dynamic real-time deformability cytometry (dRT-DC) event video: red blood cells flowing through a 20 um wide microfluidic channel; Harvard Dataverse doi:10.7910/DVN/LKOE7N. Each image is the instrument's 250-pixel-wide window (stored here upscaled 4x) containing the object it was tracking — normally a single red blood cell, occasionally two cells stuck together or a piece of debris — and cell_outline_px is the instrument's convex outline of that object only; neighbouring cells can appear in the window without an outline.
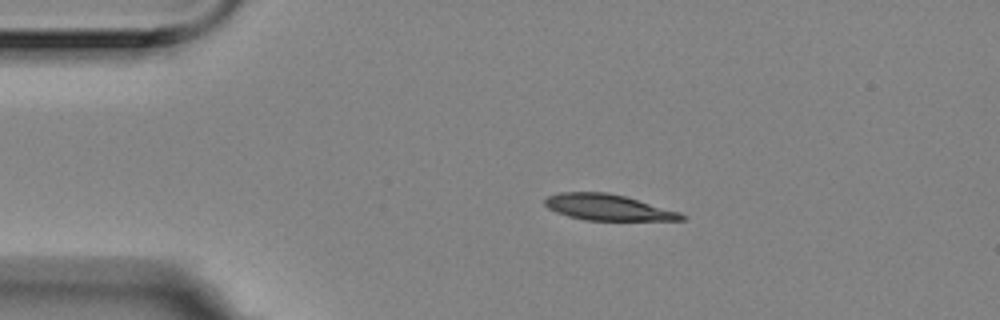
{"species": "Egyptian fruit bat (a non-hibernating species)", "species_latin": "Rousettus aegyptiacus", "temperature_condition": "room temperature", "stored_images_in_passage": 46, "camera_frame_rate_fps": 3000, "um_per_image_px": 0.085, "animal": {"sex": "female"}, "frame": {"image": 1, "passage_image": 1, "time_ms": 0.0, "image_size_px": [1000, 320], "cell_outline_px": [[688, 216], [684, 220], [584, 220], [568, 216], [556, 212], [548, 208], [544, 204], [544, 200], [548, 196], [560, 192], [608, 192], [624, 196], [680, 212]], "centroid_in_image_um": [51.66, 17.63], "position_along_channel_um": 33.3, "area_um2": 20.63}}
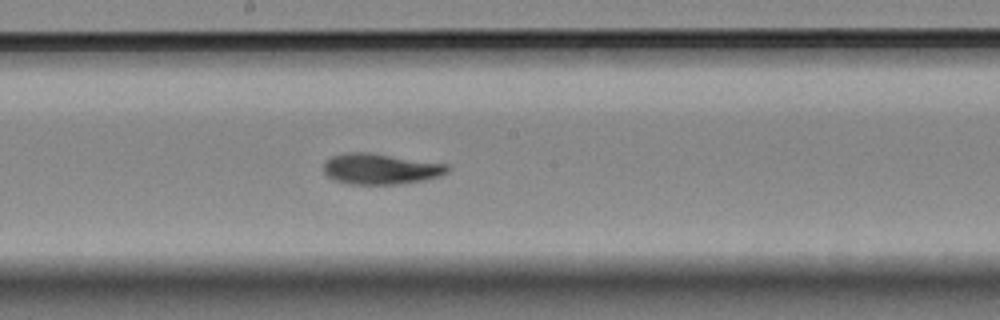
{"frame": {"image": 2, "passage_image": 20, "time_ms": 6.333, "image_size_px": [1000, 320], "cell_outline_px": [[452, 168], [448, 172], [440, 176], [424, 180], [400, 184], [348, 184], [332, 180], [324, 172], [324, 164], [332, 156], [348, 152], [368, 152], [448, 164]], "centroid_in_image_um": [32.37, 14.36], "position_along_channel_um": 215.8, "area_um2": 22.31}}
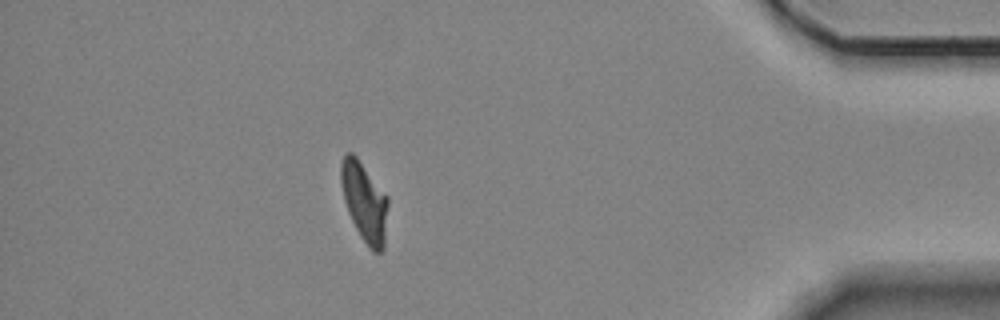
{"frame": {"image": 3, "passage_image": 40, "time_ms": 13.0, "image_size_px": [1000, 320], "cell_outline_px": [[388, 204], [384, 248], [380, 252], [372, 252], [360, 236], [348, 212], [344, 200], [340, 184], [340, 164], [344, 156], [348, 152], [352, 152], [356, 156], [388, 196]], "centroid_in_image_um": [30.97, 17.16], "position_along_channel_um": 404.2, "area_um2": 21.79}, "authors_computed_cell_mechanics": {"area_um2": 21.7906, "velocity_mm_per_s": 3.5039, "shape_relaxation_time_tau1_ms": 3.8888, "shape_relaxation_time_tau2_ms": 0.6482, "deformation_change_tau1": 0.1676, "deformation_change_tau2": 0.0679}}